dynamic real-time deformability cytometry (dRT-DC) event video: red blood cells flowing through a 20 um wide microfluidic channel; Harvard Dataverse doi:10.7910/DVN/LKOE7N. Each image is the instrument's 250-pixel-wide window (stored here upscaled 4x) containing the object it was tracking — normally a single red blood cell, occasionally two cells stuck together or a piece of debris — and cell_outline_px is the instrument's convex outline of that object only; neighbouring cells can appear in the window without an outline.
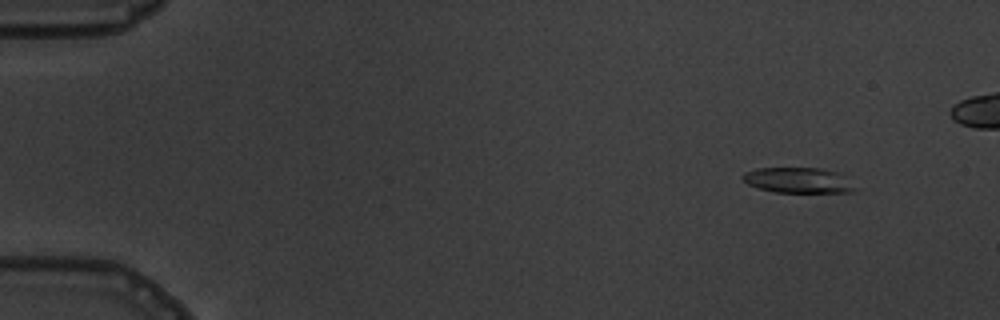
{"species": "common noctule bat (a hibernating species)", "species_latin": "Nyctalus noctula", "temperature_condition": "warm", "stored_images_in_passage": 5, "camera_frame_rate_fps": 3000, "um_per_image_px": 0.085, "animal": {"sex": "male", "body_mass_g": 19.5, "forearm_length_mm": 54.6}, "frame": {"image": 1, "passage_image": 1, "time_ms": 0.0, "image_size_px": [1000, 320], "cell_outline_px": [[860, 188], [852, 192], [776, 192], [760, 188], [748, 184], [740, 176], [744, 172], [756, 168], [820, 168], [840, 172]], "centroid_in_image_um": [67.92, 15.32], "position_along_channel_um": 17.1, "area_um2": 16.88}}